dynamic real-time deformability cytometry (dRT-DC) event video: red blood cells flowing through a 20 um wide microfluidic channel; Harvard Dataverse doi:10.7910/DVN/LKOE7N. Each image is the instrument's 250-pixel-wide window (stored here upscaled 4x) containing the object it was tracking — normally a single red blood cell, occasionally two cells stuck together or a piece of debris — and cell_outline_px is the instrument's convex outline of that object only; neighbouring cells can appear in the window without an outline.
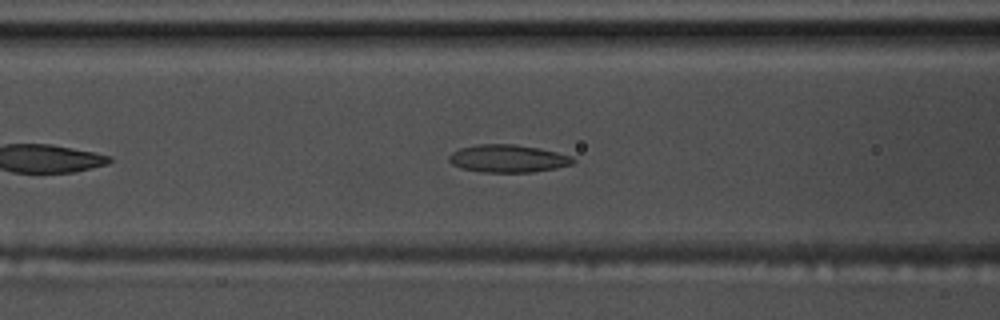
{"species": "common noctule bat (a hibernating species)", "species_latin": "Nyctalus noctula", "temperature_condition": "warm", "stored_images_in_passage": 46, "segment_of_instrument_passage": [1, 2], "camera_frame_rate_fps": 3000, "um_per_image_px": 0.085, "animal": {"sex": "male", "body_mass_g": 17.5, "forearm_length_mm": 52.3}, "frame": {"image": 1, "passage_image": 11, "time_ms": 3.333, "image_size_px": [1000, 320], "cell_outline_px": [[576, 160], [572, 164], [556, 168], [532, 172], [484, 172], [460, 168], [452, 164], [448, 160], [448, 156], [452, 152], [460, 148], [476, 144], [516, 144], [556, 152], [572, 156]], "centroid_in_image_um": [43.15, 13.47], "position_along_channel_um": 123.5, "area_um2": 20.0}}
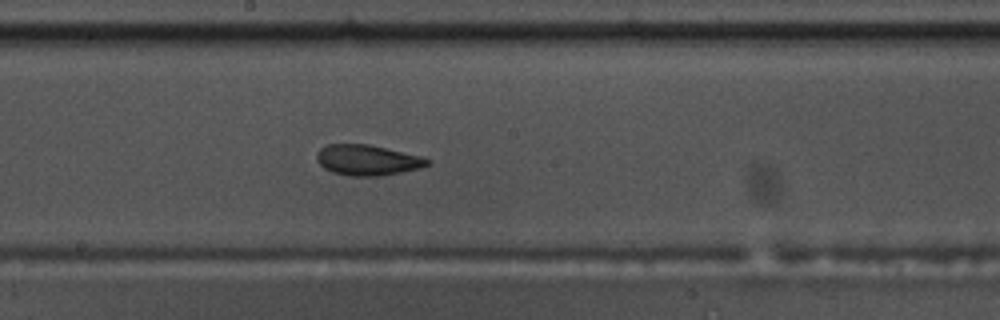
{"frame": {"image": 2, "passage_image": 19, "time_ms": 6.0, "image_size_px": [1000, 320], "cell_outline_px": [[432, 164], [420, 168], [380, 176], [348, 176], [332, 172], [324, 168], [316, 160], [316, 152], [320, 148], [328, 144], [368, 144], [420, 156], [432, 160]], "centroid_in_image_um": [31.22, 13.61], "position_along_channel_um": 217.0, "area_um2": 19.77}}
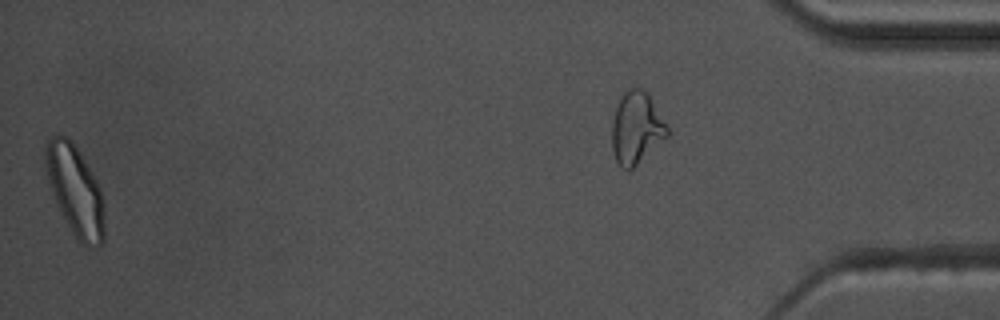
{"frame": {"image": 3, "passage_image": 45, "time_ms": 14.667, "image_size_px": [1000, 320], "cell_outline_px": [[104, 244], [88, 248], [80, 244], [72, 232], [60, 212], [56, 204], [48, 180], [44, 164], [44, 144], [56, 132], [68, 136], [72, 140], [96, 180], [100, 188], [104, 200]], "centroid_in_image_um": [6.38, 16.18], "position_along_channel_um": 428.8, "area_um2": 31.5}}